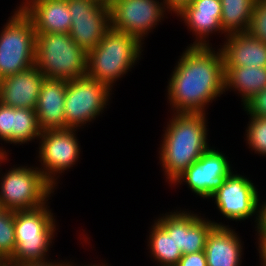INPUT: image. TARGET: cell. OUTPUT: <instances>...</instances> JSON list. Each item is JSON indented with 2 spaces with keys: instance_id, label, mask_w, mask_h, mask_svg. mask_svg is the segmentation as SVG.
Masks as SVG:
<instances>
[{
  "instance_id": "obj_1",
  "label": "cell",
  "mask_w": 266,
  "mask_h": 266,
  "mask_svg": "<svg viewBox=\"0 0 266 266\" xmlns=\"http://www.w3.org/2000/svg\"><path fill=\"white\" fill-rule=\"evenodd\" d=\"M189 46L169 80L168 100L176 113H204L205 105L225 92V67L221 49Z\"/></svg>"
},
{
  "instance_id": "obj_2",
  "label": "cell",
  "mask_w": 266,
  "mask_h": 266,
  "mask_svg": "<svg viewBox=\"0 0 266 266\" xmlns=\"http://www.w3.org/2000/svg\"><path fill=\"white\" fill-rule=\"evenodd\" d=\"M174 114L160 148V161L170 183L209 148L205 112Z\"/></svg>"
},
{
  "instance_id": "obj_3",
  "label": "cell",
  "mask_w": 266,
  "mask_h": 266,
  "mask_svg": "<svg viewBox=\"0 0 266 266\" xmlns=\"http://www.w3.org/2000/svg\"><path fill=\"white\" fill-rule=\"evenodd\" d=\"M125 32L109 28L98 45L88 51L87 76L110 89L139 60L141 44Z\"/></svg>"
},
{
  "instance_id": "obj_4",
  "label": "cell",
  "mask_w": 266,
  "mask_h": 266,
  "mask_svg": "<svg viewBox=\"0 0 266 266\" xmlns=\"http://www.w3.org/2000/svg\"><path fill=\"white\" fill-rule=\"evenodd\" d=\"M35 66L45 78L66 81L87 74L88 52L68 33L36 34Z\"/></svg>"
},
{
  "instance_id": "obj_5",
  "label": "cell",
  "mask_w": 266,
  "mask_h": 266,
  "mask_svg": "<svg viewBox=\"0 0 266 266\" xmlns=\"http://www.w3.org/2000/svg\"><path fill=\"white\" fill-rule=\"evenodd\" d=\"M16 249L9 265L45 263L56 230L53 214L43 205L32 210L14 211Z\"/></svg>"
},
{
  "instance_id": "obj_6",
  "label": "cell",
  "mask_w": 266,
  "mask_h": 266,
  "mask_svg": "<svg viewBox=\"0 0 266 266\" xmlns=\"http://www.w3.org/2000/svg\"><path fill=\"white\" fill-rule=\"evenodd\" d=\"M36 32L31 19L18 9L0 34V80L35 64Z\"/></svg>"
},
{
  "instance_id": "obj_7",
  "label": "cell",
  "mask_w": 266,
  "mask_h": 266,
  "mask_svg": "<svg viewBox=\"0 0 266 266\" xmlns=\"http://www.w3.org/2000/svg\"><path fill=\"white\" fill-rule=\"evenodd\" d=\"M31 168L14 167L1 178L0 203L3 209L32 210L46 205L55 187L39 168Z\"/></svg>"
},
{
  "instance_id": "obj_8",
  "label": "cell",
  "mask_w": 266,
  "mask_h": 266,
  "mask_svg": "<svg viewBox=\"0 0 266 266\" xmlns=\"http://www.w3.org/2000/svg\"><path fill=\"white\" fill-rule=\"evenodd\" d=\"M110 91L107 85L87 75L67 81L64 101L65 129H76L96 119L107 105Z\"/></svg>"
},
{
  "instance_id": "obj_9",
  "label": "cell",
  "mask_w": 266,
  "mask_h": 266,
  "mask_svg": "<svg viewBox=\"0 0 266 266\" xmlns=\"http://www.w3.org/2000/svg\"><path fill=\"white\" fill-rule=\"evenodd\" d=\"M210 198H214L218 210L228 219L240 221L257 215V230L261 224V204L253 183L242 175L232 172ZM260 206V208H259ZM259 209V211H258Z\"/></svg>"
},
{
  "instance_id": "obj_10",
  "label": "cell",
  "mask_w": 266,
  "mask_h": 266,
  "mask_svg": "<svg viewBox=\"0 0 266 266\" xmlns=\"http://www.w3.org/2000/svg\"><path fill=\"white\" fill-rule=\"evenodd\" d=\"M164 9V4L157 0H111L110 27L141 42L163 18Z\"/></svg>"
},
{
  "instance_id": "obj_11",
  "label": "cell",
  "mask_w": 266,
  "mask_h": 266,
  "mask_svg": "<svg viewBox=\"0 0 266 266\" xmlns=\"http://www.w3.org/2000/svg\"><path fill=\"white\" fill-rule=\"evenodd\" d=\"M75 131L70 128L43 130L39 137V157L44 166L39 170L54 187L57 184L54 176L69 169L79 158L80 148Z\"/></svg>"
},
{
  "instance_id": "obj_12",
  "label": "cell",
  "mask_w": 266,
  "mask_h": 266,
  "mask_svg": "<svg viewBox=\"0 0 266 266\" xmlns=\"http://www.w3.org/2000/svg\"><path fill=\"white\" fill-rule=\"evenodd\" d=\"M71 14L69 35L87 52L95 48L110 28L109 6L90 0H67Z\"/></svg>"
},
{
  "instance_id": "obj_13",
  "label": "cell",
  "mask_w": 266,
  "mask_h": 266,
  "mask_svg": "<svg viewBox=\"0 0 266 266\" xmlns=\"http://www.w3.org/2000/svg\"><path fill=\"white\" fill-rule=\"evenodd\" d=\"M231 172L227 157L218 150L208 148L173 183L178 184L185 180L192 192L209 199Z\"/></svg>"
},
{
  "instance_id": "obj_14",
  "label": "cell",
  "mask_w": 266,
  "mask_h": 266,
  "mask_svg": "<svg viewBox=\"0 0 266 266\" xmlns=\"http://www.w3.org/2000/svg\"><path fill=\"white\" fill-rule=\"evenodd\" d=\"M170 212L157 222L168 232L173 233L175 245L184 254L204 251L207 237L215 226H225L211 222L191 212ZM191 213V214H190Z\"/></svg>"
},
{
  "instance_id": "obj_15",
  "label": "cell",
  "mask_w": 266,
  "mask_h": 266,
  "mask_svg": "<svg viewBox=\"0 0 266 266\" xmlns=\"http://www.w3.org/2000/svg\"><path fill=\"white\" fill-rule=\"evenodd\" d=\"M45 76L35 65L0 80V102L13 108L35 109Z\"/></svg>"
},
{
  "instance_id": "obj_16",
  "label": "cell",
  "mask_w": 266,
  "mask_h": 266,
  "mask_svg": "<svg viewBox=\"0 0 266 266\" xmlns=\"http://www.w3.org/2000/svg\"><path fill=\"white\" fill-rule=\"evenodd\" d=\"M20 9L31 19L36 34L69 33L71 14L67 0H30Z\"/></svg>"
},
{
  "instance_id": "obj_17",
  "label": "cell",
  "mask_w": 266,
  "mask_h": 266,
  "mask_svg": "<svg viewBox=\"0 0 266 266\" xmlns=\"http://www.w3.org/2000/svg\"><path fill=\"white\" fill-rule=\"evenodd\" d=\"M67 81L48 79L42 83L35 112L41 130L65 129L64 101Z\"/></svg>"
},
{
  "instance_id": "obj_18",
  "label": "cell",
  "mask_w": 266,
  "mask_h": 266,
  "mask_svg": "<svg viewBox=\"0 0 266 266\" xmlns=\"http://www.w3.org/2000/svg\"><path fill=\"white\" fill-rule=\"evenodd\" d=\"M177 15L184 18L185 24L199 37L190 46H210L205 40L208 34L214 31L223 32L220 0H192Z\"/></svg>"
},
{
  "instance_id": "obj_19",
  "label": "cell",
  "mask_w": 266,
  "mask_h": 266,
  "mask_svg": "<svg viewBox=\"0 0 266 266\" xmlns=\"http://www.w3.org/2000/svg\"><path fill=\"white\" fill-rule=\"evenodd\" d=\"M221 48L224 67H266V44L249 32L227 35Z\"/></svg>"
},
{
  "instance_id": "obj_20",
  "label": "cell",
  "mask_w": 266,
  "mask_h": 266,
  "mask_svg": "<svg viewBox=\"0 0 266 266\" xmlns=\"http://www.w3.org/2000/svg\"><path fill=\"white\" fill-rule=\"evenodd\" d=\"M238 235L228 226H215L205 245L207 266H239L242 247Z\"/></svg>"
},
{
  "instance_id": "obj_21",
  "label": "cell",
  "mask_w": 266,
  "mask_h": 266,
  "mask_svg": "<svg viewBox=\"0 0 266 266\" xmlns=\"http://www.w3.org/2000/svg\"><path fill=\"white\" fill-rule=\"evenodd\" d=\"M225 90H238L245 105L257 93L266 89V67H225Z\"/></svg>"
},
{
  "instance_id": "obj_22",
  "label": "cell",
  "mask_w": 266,
  "mask_h": 266,
  "mask_svg": "<svg viewBox=\"0 0 266 266\" xmlns=\"http://www.w3.org/2000/svg\"><path fill=\"white\" fill-rule=\"evenodd\" d=\"M256 0H220L221 25L227 35L248 32Z\"/></svg>"
},
{
  "instance_id": "obj_23",
  "label": "cell",
  "mask_w": 266,
  "mask_h": 266,
  "mask_svg": "<svg viewBox=\"0 0 266 266\" xmlns=\"http://www.w3.org/2000/svg\"><path fill=\"white\" fill-rule=\"evenodd\" d=\"M149 237V248L155 260L161 266H176L182 252L176 247L173 233H168L157 221L152 226Z\"/></svg>"
},
{
  "instance_id": "obj_24",
  "label": "cell",
  "mask_w": 266,
  "mask_h": 266,
  "mask_svg": "<svg viewBox=\"0 0 266 266\" xmlns=\"http://www.w3.org/2000/svg\"><path fill=\"white\" fill-rule=\"evenodd\" d=\"M41 134L35 109L12 107V143H27Z\"/></svg>"
},
{
  "instance_id": "obj_25",
  "label": "cell",
  "mask_w": 266,
  "mask_h": 266,
  "mask_svg": "<svg viewBox=\"0 0 266 266\" xmlns=\"http://www.w3.org/2000/svg\"><path fill=\"white\" fill-rule=\"evenodd\" d=\"M16 249L14 211H0V260L6 263Z\"/></svg>"
},
{
  "instance_id": "obj_26",
  "label": "cell",
  "mask_w": 266,
  "mask_h": 266,
  "mask_svg": "<svg viewBox=\"0 0 266 266\" xmlns=\"http://www.w3.org/2000/svg\"><path fill=\"white\" fill-rule=\"evenodd\" d=\"M250 117L251 121L246 130L247 143L255 153L266 155V117Z\"/></svg>"
},
{
  "instance_id": "obj_27",
  "label": "cell",
  "mask_w": 266,
  "mask_h": 266,
  "mask_svg": "<svg viewBox=\"0 0 266 266\" xmlns=\"http://www.w3.org/2000/svg\"><path fill=\"white\" fill-rule=\"evenodd\" d=\"M248 32L266 44V0H256Z\"/></svg>"
},
{
  "instance_id": "obj_28",
  "label": "cell",
  "mask_w": 266,
  "mask_h": 266,
  "mask_svg": "<svg viewBox=\"0 0 266 266\" xmlns=\"http://www.w3.org/2000/svg\"><path fill=\"white\" fill-rule=\"evenodd\" d=\"M0 139L12 144V107L0 102Z\"/></svg>"
},
{
  "instance_id": "obj_29",
  "label": "cell",
  "mask_w": 266,
  "mask_h": 266,
  "mask_svg": "<svg viewBox=\"0 0 266 266\" xmlns=\"http://www.w3.org/2000/svg\"><path fill=\"white\" fill-rule=\"evenodd\" d=\"M244 109L249 115L266 117V89L257 93L245 105Z\"/></svg>"
},
{
  "instance_id": "obj_30",
  "label": "cell",
  "mask_w": 266,
  "mask_h": 266,
  "mask_svg": "<svg viewBox=\"0 0 266 266\" xmlns=\"http://www.w3.org/2000/svg\"><path fill=\"white\" fill-rule=\"evenodd\" d=\"M176 266H207L205 252L184 254Z\"/></svg>"
},
{
  "instance_id": "obj_31",
  "label": "cell",
  "mask_w": 266,
  "mask_h": 266,
  "mask_svg": "<svg viewBox=\"0 0 266 266\" xmlns=\"http://www.w3.org/2000/svg\"><path fill=\"white\" fill-rule=\"evenodd\" d=\"M191 1L192 0H163V4L166 9H170L169 11L178 14L184 7L189 5Z\"/></svg>"
},
{
  "instance_id": "obj_32",
  "label": "cell",
  "mask_w": 266,
  "mask_h": 266,
  "mask_svg": "<svg viewBox=\"0 0 266 266\" xmlns=\"http://www.w3.org/2000/svg\"><path fill=\"white\" fill-rule=\"evenodd\" d=\"M263 203L264 204L261 206V224L259 229L257 230L259 237H266V201Z\"/></svg>"
},
{
  "instance_id": "obj_33",
  "label": "cell",
  "mask_w": 266,
  "mask_h": 266,
  "mask_svg": "<svg viewBox=\"0 0 266 266\" xmlns=\"http://www.w3.org/2000/svg\"><path fill=\"white\" fill-rule=\"evenodd\" d=\"M70 262H62V263H58V262H45V263H23V264H19V265H12V266H71L72 264H69Z\"/></svg>"
},
{
  "instance_id": "obj_34",
  "label": "cell",
  "mask_w": 266,
  "mask_h": 266,
  "mask_svg": "<svg viewBox=\"0 0 266 266\" xmlns=\"http://www.w3.org/2000/svg\"><path fill=\"white\" fill-rule=\"evenodd\" d=\"M259 253L261 257V265L266 266V237H259Z\"/></svg>"
},
{
  "instance_id": "obj_35",
  "label": "cell",
  "mask_w": 266,
  "mask_h": 266,
  "mask_svg": "<svg viewBox=\"0 0 266 266\" xmlns=\"http://www.w3.org/2000/svg\"><path fill=\"white\" fill-rule=\"evenodd\" d=\"M90 1H93L97 4L102 5V6H109L111 3V0H90Z\"/></svg>"
},
{
  "instance_id": "obj_36",
  "label": "cell",
  "mask_w": 266,
  "mask_h": 266,
  "mask_svg": "<svg viewBox=\"0 0 266 266\" xmlns=\"http://www.w3.org/2000/svg\"><path fill=\"white\" fill-rule=\"evenodd\" d=\"M6 156H7L6 151L1 150V148H0V163H2V161H4V160H7V159H5V158H7Z\"/></svg>"
},
{
  "instance_id": "obj_37",
  "label": "cell",
  "mask_w": 266,
  "mask_h": 266,
  "mask_svg": "<svg viewBox=\"0 0 266 266\" xmlns=\"http://www.w3.org/2000/svg\"><path fill=\"white\" fill-rule=\"evenodd\" d=\"M1 266H12V265H9L7 263H3Z\"/></svg>"
},
{
  "instance_id": "obj_38",
  "label": "cell",
  "mask_w": 266,
  "mask_h": 266,
  "mask_svg": "<svg viewBox=\"0 0 266 266\" xmlns=\"http://www.w3.org/2000/svg\"><path fill=\"white\" fill-rule=\"evenodd\" d=\"M26 2H23V4L25 5V4H27L30 0H25Z\"/></svg>"
},
{
  "instance_id": "obj_39",
  "label": "cell",
  "mask_w": 266,
  "mask_h": 266,
  "mask_svg": "<svg viewBox=\"0 0 266 266\" xmlns=\"http://www.w3.org/2000/svg\"><path fill=\"white\" fill-rule=\"evenodd\" d=\"M85 266H87V265H85ZM89 266H99V265H96V264H95V265H89ZM101 266H105V265H101ZM106 266H107V265H106Z\"/></svg>"
}]
</instances>
